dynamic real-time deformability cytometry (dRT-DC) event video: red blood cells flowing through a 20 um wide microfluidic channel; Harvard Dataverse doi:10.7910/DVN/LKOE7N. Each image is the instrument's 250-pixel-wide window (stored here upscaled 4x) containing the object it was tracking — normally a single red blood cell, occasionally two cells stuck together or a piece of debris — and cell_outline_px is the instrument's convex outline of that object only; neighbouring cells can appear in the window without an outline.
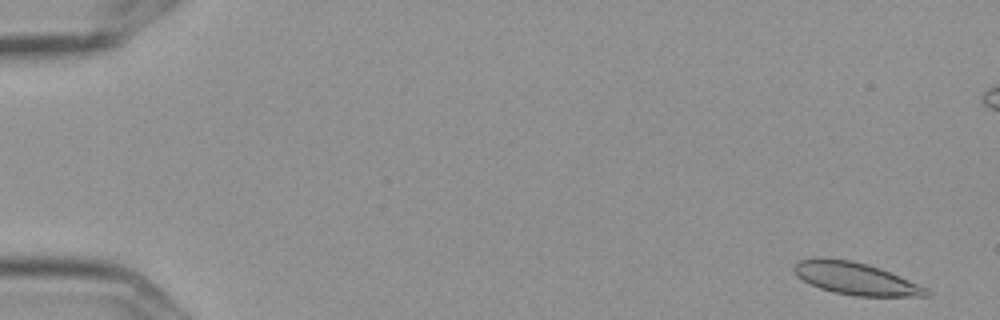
{"species": "Egyptian fruit bat (a non-hibernating species)", "species_latin": "Rousettus aegyptiacus", "temperature_condition": "cold", "stored_images_in_passage": 6, "camera_frame_rate_fps": 3000, "um_per_image_px": 0.085, "frame": {"image": 1, "passage_image": 1, "time_ms": 0.0, "image_size_px": [1000, 320], "cell_outline_px": [[932, 292], [928, 296], [856, 296], [832, 292], [820, 288], [796, 276], [792, 268], [800, 260], [820, 256], [852, 260], [868, 264], [880, 268], [928, 288]], "centroid_in_image_um": [72.71, 23.66], "position_along_channel_um": 12.3, "area_um2": 25.03}}